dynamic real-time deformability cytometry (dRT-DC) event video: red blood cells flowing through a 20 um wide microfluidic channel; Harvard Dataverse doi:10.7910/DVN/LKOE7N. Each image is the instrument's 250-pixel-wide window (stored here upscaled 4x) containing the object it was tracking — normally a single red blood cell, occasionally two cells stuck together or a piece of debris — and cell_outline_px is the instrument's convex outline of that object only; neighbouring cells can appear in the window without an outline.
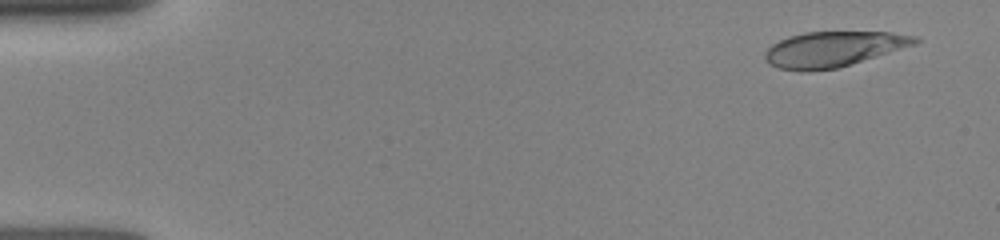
{"species": "human", "species_latin": "Homo sapiens", "temperature_condition": "room temperature", "stored_images_in_passage": 6, "camera_frame_rate_fps": 3000, "um_per_image_px": 0.085, "donor": {"sex": "female"}, "frame": {"image": 1, "passage_image": 1, "time_ms": 0.0, "image_size_px": [1000, 240], "cell_outline_px": [[920, 40], [916, 44], [836, 68], [808, 72], [780, 68], [772, 64], [764, 56], [764, 52], [772, 44], [788, 36], [804, 32], [892, 32], [916, 36]], "centroid_in_image_um": [70.82, 4.16], "position_along_channel_um": 14.2, "area_um2": 30.52}}
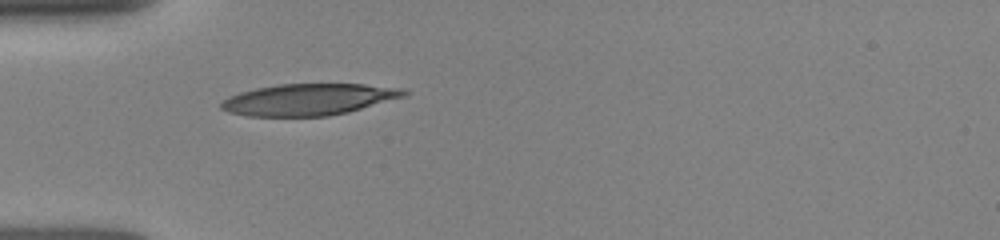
{"frame": {"image": 2, "passage_image": 5, "time_ms": 4.0, "image_size_px": [1000, 240], "cell_outline_px": [[408, 96], [348, 112], [328, 116], [248, 116], [228, 112], [220, 108], [220, 104], [228, 96], [240, 92], [256, 88], [280, 84], [364, 84], [400, 88], [408, 92]], "centroid_in_image_um": [26.25, 8.46], "position_along_channel_um": 58.7, "area_um2": 33.64}}
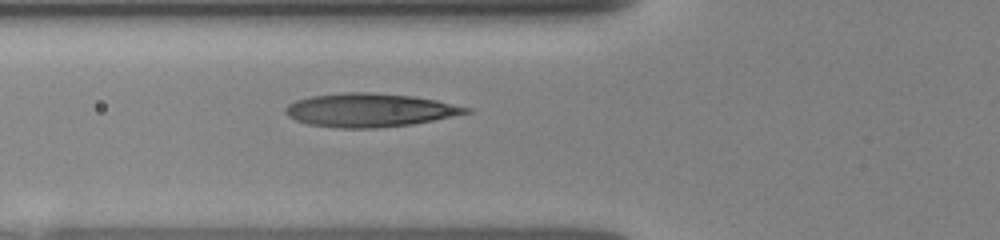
{"frame": {"image": 3, "passage_image": 6, "time_ms": 5.0, "image_size_px": [1000, 240], "cell_outline_px": [[472, 112], [412, 124], [380, 128], [340, 128], [308, 124], [296, 120], [288, 116], [284, 112], [284, 108], [288, 104], [296, 100], [312, 96], [344, 92], [372, 92], [412, 96], [436, 100], [472, 108]], "centroid_in_image_um": [31.41, 9.36], "position_along_channel_um": 94.4, "area_um2": 35.26}}